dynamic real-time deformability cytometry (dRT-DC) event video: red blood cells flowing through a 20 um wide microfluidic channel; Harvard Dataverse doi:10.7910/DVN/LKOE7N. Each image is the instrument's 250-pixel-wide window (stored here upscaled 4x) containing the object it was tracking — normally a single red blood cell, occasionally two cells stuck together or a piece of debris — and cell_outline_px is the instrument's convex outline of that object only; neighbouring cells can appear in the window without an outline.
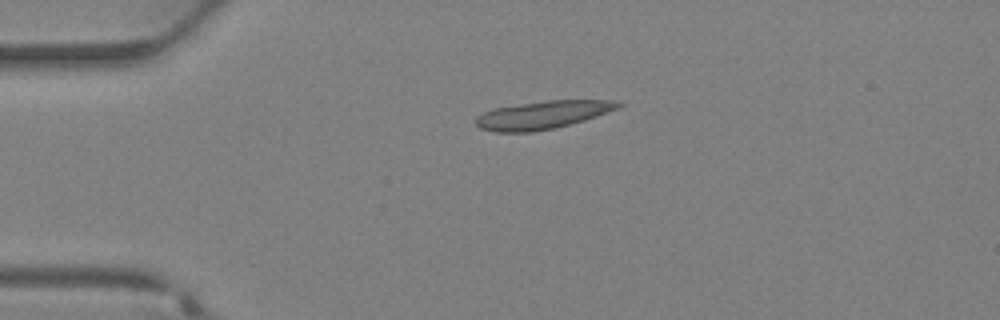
{"species": "Egyptian fruit bat (a non-hibernating species)", "species_latin": "Rousettus aegyptiacus", "temperature_condition": "warm", "stored_images_in_passage": 29, "camera_frame_rate_fps": 3000, "um_per_image_px": 0.085, "animal": {"sex": "female"}, "frame": {"image": 1, "passage_image": 1, "time_ms": 0.0, "image_size_px": [1000, 320], "cell_outline_px": [[624, 104], [620, 108], [584, 120], [556, 128], [532, 132], [492, 132], [480, 128], [476, 124], [476, 116], [492, 108], [548, 100], [616, 100]], "centroid_in_image_um": [46.13, 9.77], "position_along_channel_um": 38.9, "area_um2": 23.35}}
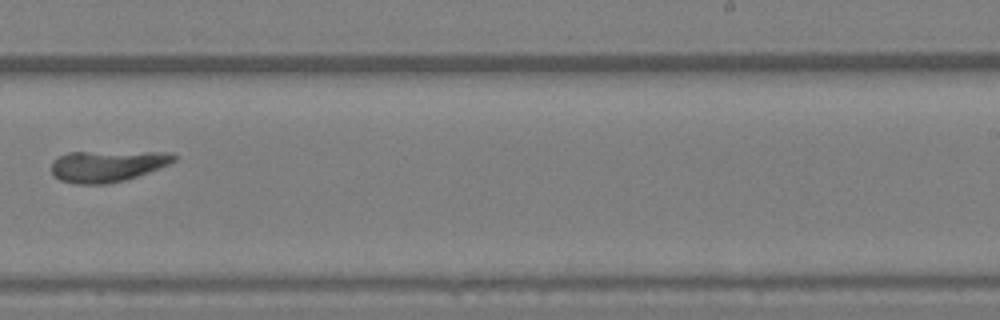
{"frame": {"image": 2, "passage_image": 16, "time_ms": 5.0, "image_size_px": [1000, 320], "cell_outline_px": [[176, 160], [160, 168], [124, 180], [108, 184], [76, 184], [60, 180], [52, 176], [52, 160], [68, 152], [172, 152], [176, 156]], "centroid_in_image_um": [9.1, 14.11], "position_along_channel_um": 279.9, "area_um2": 22.43}}
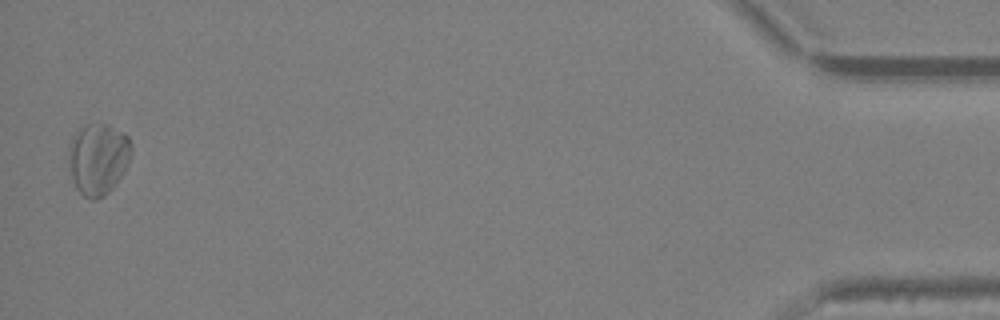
{"frame": {"image": 3, "passage_image": 29, "time_ms": 9.333, "image_size_px": [1000, 320], "cell_outline_px": [[132, 152], [128, 164], [124, 172], [116, 184], [104, 196], [96, 200], [92, 200], [84, 196], [76, 188], [72, 176], [68, 156], [68, 148], [72, 136], [84, 124], [108, 124], [128, 136], [132, 144]], "centroid_in_image_um": [8.35, 13.49], "position_along_channel_um": 426.8, "area_um2": 26.3}}